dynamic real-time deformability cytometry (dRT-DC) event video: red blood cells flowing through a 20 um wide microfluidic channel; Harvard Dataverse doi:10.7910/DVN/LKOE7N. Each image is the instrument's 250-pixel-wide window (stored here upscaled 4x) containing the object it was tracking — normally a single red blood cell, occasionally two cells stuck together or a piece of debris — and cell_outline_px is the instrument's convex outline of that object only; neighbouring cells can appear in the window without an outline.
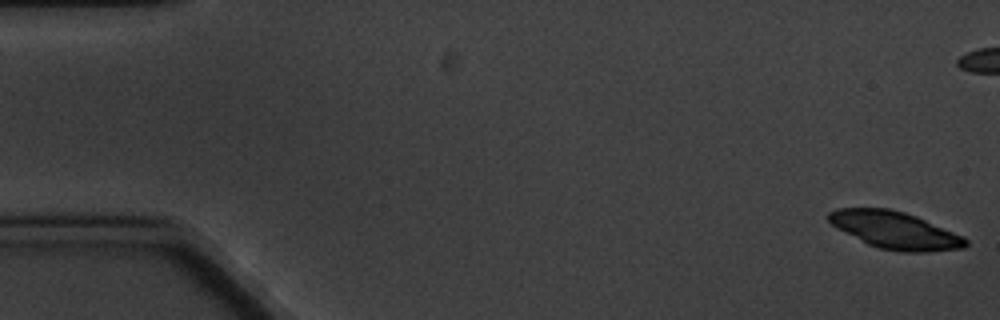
{"species": "common noctule bat (a hibernating species)", "species_latin": "Nyctalus noctula", "temperature_condition": "cold", "stored_images_in_passage": 7, "camera_frame_rate_fps": 3000, "um_per_image_px": 0.085, "animal": {"sex": "male", "body_mass_g": 20.1, "forearm_length_mm": 53.5}, "frame": {"image": 1, "passage_image": 1, "time_ms": 0.0, "image_size_px": [1000, 320], "cell_outline_px": [[968, 244], [964, 248], [928, 252], [900, 252], [880, 248], [868, 244], [836, 228], [828, 220], [828, 212], [836, 208], [888, 208], [904, 212], [916, 216], [964, 236], [968, 240]], "centroid_in_image_um": [76.09, 19.57], "position_along_channel_um": 8.9, "area_um2": 29.71}}